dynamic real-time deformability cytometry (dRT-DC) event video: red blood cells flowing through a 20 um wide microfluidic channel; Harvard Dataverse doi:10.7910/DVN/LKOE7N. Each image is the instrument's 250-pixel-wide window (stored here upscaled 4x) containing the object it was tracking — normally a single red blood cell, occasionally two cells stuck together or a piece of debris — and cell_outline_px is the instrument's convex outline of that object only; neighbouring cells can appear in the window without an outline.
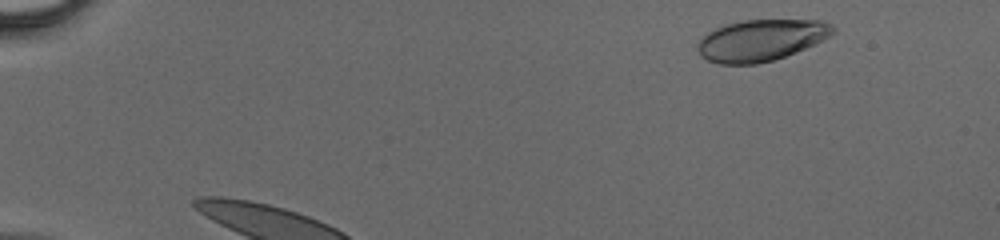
{"species": "human", "species_latin": "Homo sapiens", "temperature_condition": "cold", "stored_images_in_passage": 44, "camera_frame_rate_fps": 3000, "um_per_image_px": 0.085, "donor": {"sex": "male"}, "frame": {"image": 1, "passage_image": 3, "time_ms": 0.667, "image_size_px": [1000, 240], "cell_outline_px": [[836, 32], [816, 44], [784, 56], [772, 60], [756, 64], [720, 64], [708, 60], [700, 56], [696, 48], [696, 44], [708, 32], [724, 24], [744, 20], [820, 20], [832, 24], [836, 28]], "centroid_in_image_um": [64.69, 3.41], "position_along_channel_um": 20.3, "area_um2": 32.77}}
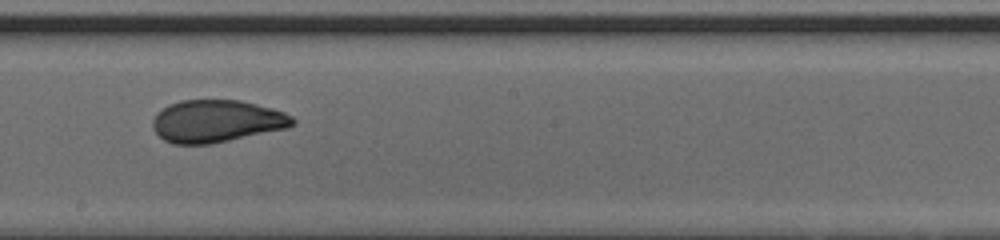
{"frame": {"image": 2, "passage_image": 26, "time_ms": 8.333, "image_size_px": [1000, 240], "cell_outline_px": [[296, 124], [288, 128], [208, 144], [172, 144], [164, 140], [152, 128], [152, 120], [156, 112], [168, 104], [180, 100], [240, 100], [272, 108], [284, 112], [292, 116], [296, 120]], "centroid_in_image_um": [18.39, 10.29], "position_along_channel_um": 229.8, "area_um2": 34.68}}
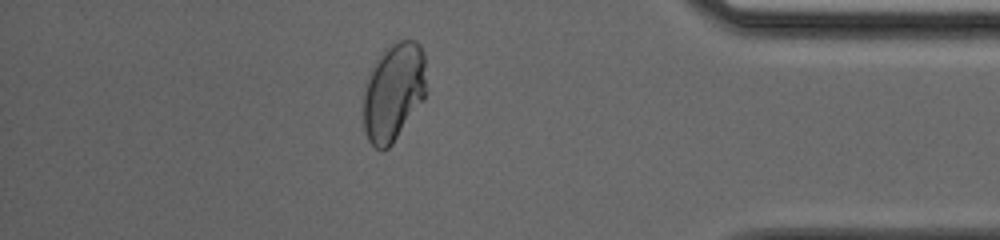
{"frame": {"image": 3, "passage_image": 39, "time_ms": 12.667, "image_size_px": [1000, 240], "cell_outline_px": [[424, 100], [392, 144], [384, 152], [380, 152], [368, 140], [364, 128], [364, 92], [368, 76], [380, 52], [388, 44], [400, 40], [416, 40], [420, 44], [424, 52]], "centroid_in_image_um": [33.44, 7.81], "position_along_channel_um": 401.8, "area_um2": 36.07}}